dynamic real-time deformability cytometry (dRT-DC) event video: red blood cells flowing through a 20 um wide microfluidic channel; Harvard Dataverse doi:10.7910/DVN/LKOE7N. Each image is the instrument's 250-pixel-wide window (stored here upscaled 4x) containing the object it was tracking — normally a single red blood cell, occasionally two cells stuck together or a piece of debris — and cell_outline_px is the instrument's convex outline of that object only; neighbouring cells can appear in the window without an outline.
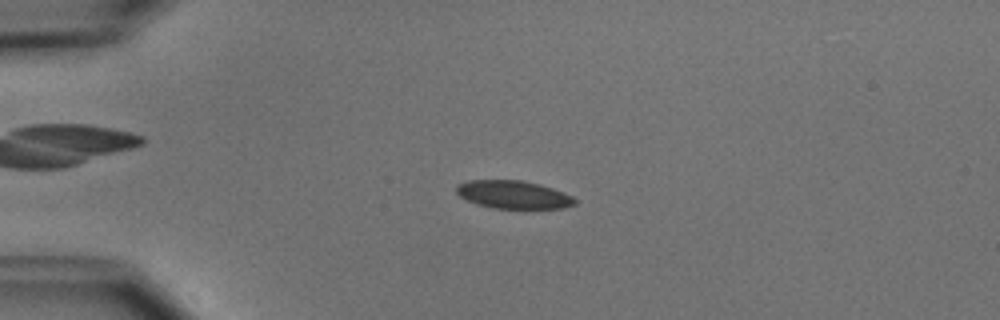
{"species": "common noctule bat (a hibernating species)", "species_latin": "Nyctalus noctula", "temperature_condition": "cold", "stored_images_in_passage": 6, "camera_frame_rate_fps": 3000, "um_per_image_px": 0.085, "animal": {"sex": "male", "body_mass_g": 15.6}, "frame": {"image": 1, "passage_image": 2, "time_ms": 2.0, "image_size_px": [1000, 320], "cell_outline_px": [[576, 204], [564, 208], [492, 208], [476, 204], [460, 196], [456, 192], [456, 184], [468, 180], [520, 180], [540, 184], [564, 192], [572, 196], [576, 200]], "centroid_in_image_um": [43.63, 16.54], "position_along_channel_um": 41.4, "area_um2": 19.36}}
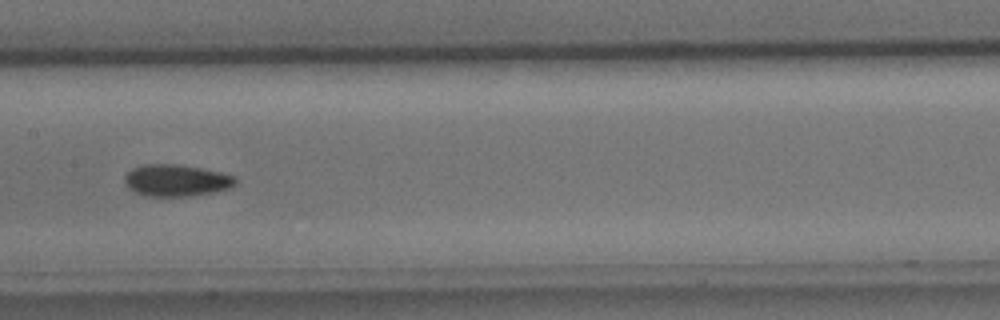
{"frame": {"image": 2, "passage_image": 6, "time_ms": 6.667, "image_size_px": [1000, 320], "cell_outline_px": [[236, 184], [228, 188], [188, 196], [144, 196], [128, 188], [124, 180], [124, 176], [132, 168], [144, 164], [176, 164], [200, 168], [220, 172], [236, 176]], "centroid_in_image_um": [14.94, 15.32], "position_along_channel_um": 192.5, "area_um2": 20.35}}